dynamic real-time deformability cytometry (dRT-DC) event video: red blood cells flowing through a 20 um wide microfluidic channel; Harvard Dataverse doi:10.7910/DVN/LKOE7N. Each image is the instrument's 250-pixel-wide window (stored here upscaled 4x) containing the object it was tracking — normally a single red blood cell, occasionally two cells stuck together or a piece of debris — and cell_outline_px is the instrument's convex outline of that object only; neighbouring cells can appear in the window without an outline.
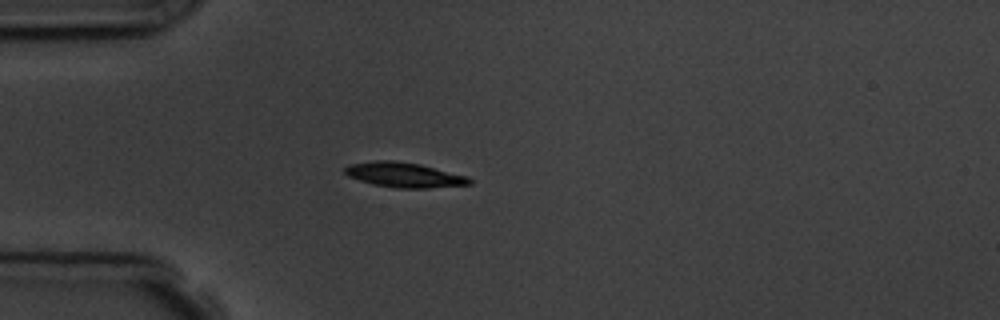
{"species": "common noctule bat (a hibernating species)", "species_latin": "Nyctalus noctula", "temperature_condition": "room temperature", "stored_images_in_passage": 4, "camera_frame_rate_fps": 3000, "um_per_image_px": 0.085, "animal": {"sex": "male", "body_mass_g": 19.5, "forearm_length_mm": 54.6}, "frame": {"image": 1, "passage_image": 4, "time_ms": 4.333, "image_size_px": [1000, 320], "cell_outline_px": [[472, 184], [428, 188], [396, 188], [372, 184], [348, 176], [344, 172], [344, 168], [348, 164], [372, 160], [396, 160], [420, 164], [468, 176], [472, 180]], "centroid_in_image_um": [34.34, 14.85], "position_along_channel_um": 50.7, "area_um2": 18.26}}